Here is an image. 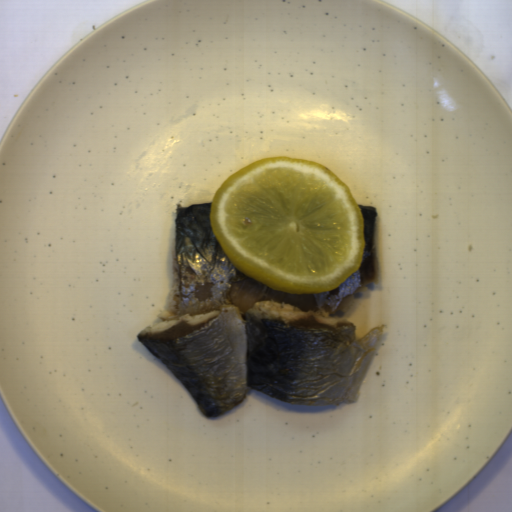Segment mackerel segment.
Wrapping results in <instances>:
<instances>
[{"instance_id": "1", "label": "mackerel segment", "mask_w": 512, "mask_h": 512, "mask_svg": "<svg viewBox=\"0 0 512 512\" xmlns=\"http://www.w3.org/2000/svg\"><path fill=\"white\" fill-rule=\"evenodd\" d=\"M213 201L175 206L174 278L159 314L137 339L163 362L202 415L220 416L256 390L286 404L357 403L384 335L358 338L345 317L355 293L378 284L373 264L376 207L358 204L366 242L362 264L324 293L273 290L236 268L211 226Z\"/></svg>"}]
</instances>
